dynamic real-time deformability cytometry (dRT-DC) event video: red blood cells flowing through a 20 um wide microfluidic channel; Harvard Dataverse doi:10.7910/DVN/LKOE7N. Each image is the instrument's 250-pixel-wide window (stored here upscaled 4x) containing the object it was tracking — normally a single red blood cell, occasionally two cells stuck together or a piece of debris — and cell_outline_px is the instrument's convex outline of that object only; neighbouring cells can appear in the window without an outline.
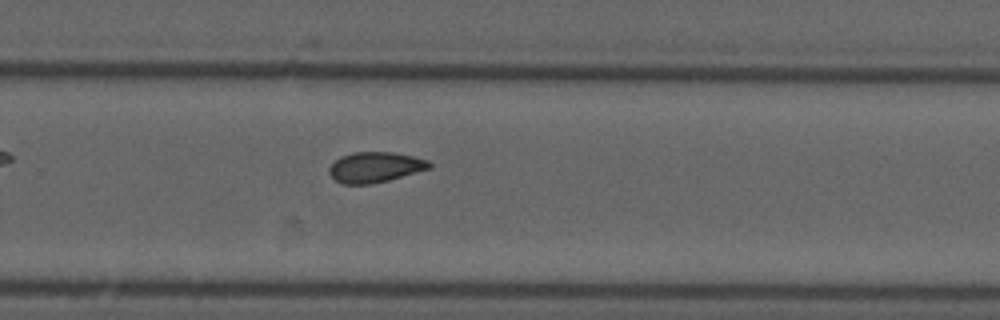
{"species": "common noctule bat (a hibernating species)", "species_latin": "Nyctalus noctula", "temperature_condition": "cold", "stored_images_in_passage": 13, "camera_frame_rate_fps": 3000, "um_per_image_px": 0.085, "animal": {"sex": "male", "forearm_length_mm": 52.5}, "frame": {"image": 1, "passage_image": 13, "time_ms": 15.667, "image_size_px": [1000, 320], "cell_outline_px": [[432, 168], [388, 180], [372, 184], [344, 184], [336, 180], [328, 172], [328, 168], [340, 156], [352, 152], [392, 152], [412, 156], [428, 160], [432, 164]], "centroid_in_image_um": [31.89, 14.21], "position_along_channel_um": 297.9, "area_um2": 17.74}}